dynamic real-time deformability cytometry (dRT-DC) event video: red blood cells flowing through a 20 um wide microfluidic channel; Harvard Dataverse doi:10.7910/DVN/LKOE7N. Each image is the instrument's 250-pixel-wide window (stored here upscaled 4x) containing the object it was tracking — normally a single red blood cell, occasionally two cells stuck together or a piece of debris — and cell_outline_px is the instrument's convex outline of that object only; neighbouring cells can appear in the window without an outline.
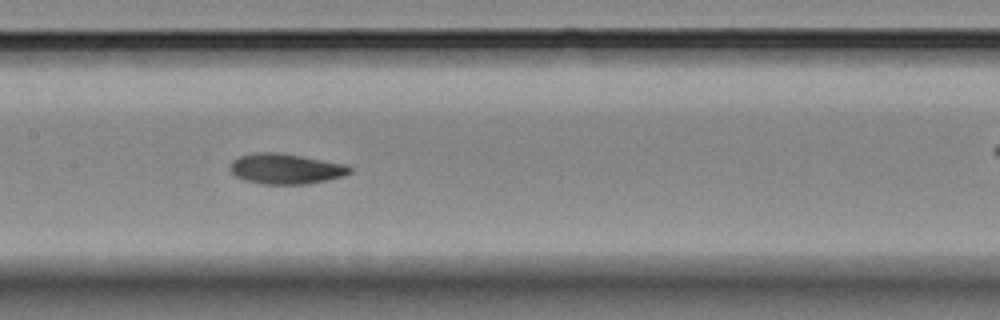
{"species": "Egyptian fruit bat (a non-hibernating species)", "species_latin": "Rousettus aegyptiacus", "temperature_condition": "room temperature", "stored_images_in_passage": 16, "camera_frame_rate_fps": 3000, "um_per_image_px": 0.085, "animal": {"sex": "female"}, "frame": {"image": 1, "passage_image": 7, "time_ms": 6.667, "image_size_px": [1000, 320], "cell_outline_px": [[352, 172], [344, 176], [304, 184], [260, 184], [244, 180], [236, 176], [228, 168], [228, 164], [232, 160], [240, 156], [252, 152], [276, 152], [348, 164], [352, 168]], "centroid_in_image_um": [24.25, 14.34], "position_along_channel_um": 183.1, "area_um2": 21.33}}
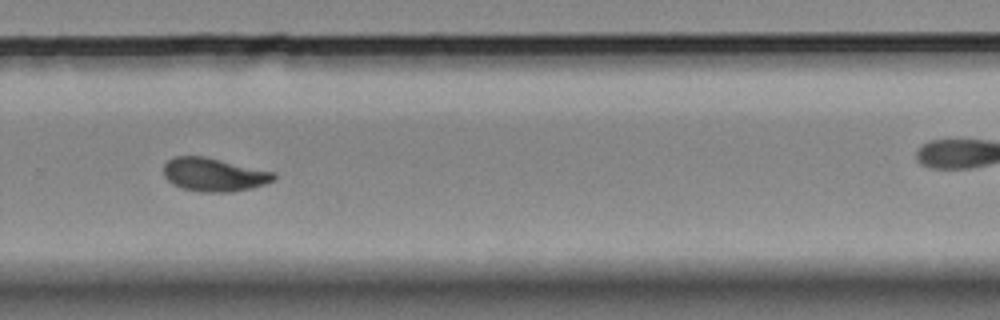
{"frame": {"image": 2, "passage_image": 10, "time_ms": 10.333, "image_size_px": [1000, 320], "cell_outline_px": [[276, 176], [272, 180], [264, 184], [252, 188], [228, 192], [200, 192], [180, 188], [172, 184], [164, 176], [164, 164], [172, 156], [204, 156], [276, 172]], "centroid_in_image_um": [18.16, 14.84], "position_along_channel_um": 311.6, "area_um2": 21.56}}
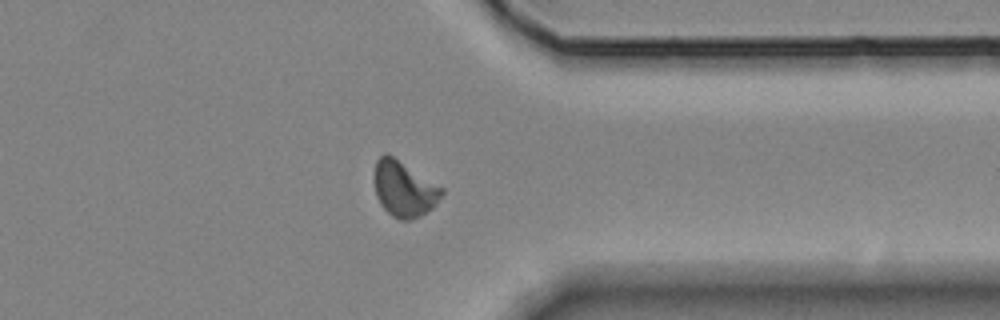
{"frame": {"image": 3, "passage_image": 12, "time_ms": 12.333, "image_size_px": [1000, 320], "cell_outline_px": [[444, 192], [436, 204], [432, 208], [420, 216], [412, 220], [400, 220], [392, 216], [380, 204], [376, 196], [372, 176], [376, 160], [384, 152], [388, 152], [444, 188]], "centroid_in_image_um": [34.31, 16.03], "position_along_channel_um": 377.1, "area_um2": 22.37}, "authors_computed_cell_mechanics": {"area_um2": 20.8658, "velocity_mm_per_s": 3.5286, "shape_relaxation_time_tau1_ms": 3.5664, "shape_relaxation_time_tau2_ms": 3.242, "deformation_change_tau1": 0.1048, "deformation_change_tau2": 0.0692}}